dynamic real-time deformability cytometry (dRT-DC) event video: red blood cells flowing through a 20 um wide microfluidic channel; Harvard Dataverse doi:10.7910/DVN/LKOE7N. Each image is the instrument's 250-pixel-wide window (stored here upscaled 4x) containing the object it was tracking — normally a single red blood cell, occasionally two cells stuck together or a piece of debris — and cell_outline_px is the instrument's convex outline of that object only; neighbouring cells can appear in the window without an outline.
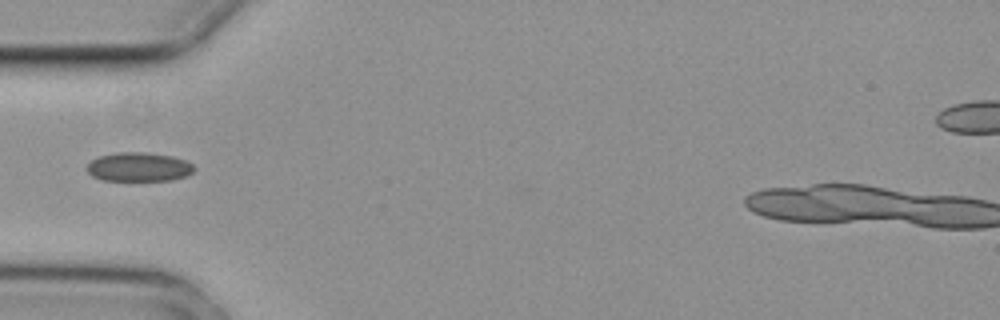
{"species": "common noctule bat (a hibernating species)", "species_latin": "Nyctalus noctula", "temperature_condition": "cold", "stored_images_in_passage": 5, "camera_frame_rate_fps": 3000, "um_per_image_px": 0.085, "animal": {"sex": "female", "body_mass_g": 29.2, "forearm_length_mm": 56.3}, "frame": {"image": 1, "passage_image": 4, "time_ms": 1.0, "image_size_px": [1000, 320], "cell_outline_px": [[196, 168], [192, 172], [184, 176], [172, 180], [100, 180], [92, 176], [84, 168], [92, 160], [100, 156], [116, 152], [144, 152], [172, 156], [184, 160], [192, 164]], "centroid_in_image_um": [11.76, 14.19], "position_along_channel_um": 73.2, "area_um2": 18.09}}
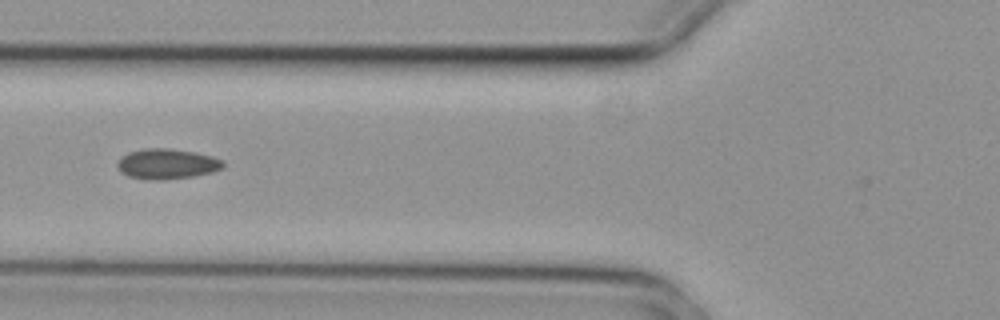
{"frame": {"image": 2, "passage_image": 5, "time_ms": 1.333, "image_size_px": [1000, 320], "cell_outline_px": [[224, 164], [220, 168], [212, 172], [192, 176], [164, 180], [148, 180], [128, 176], [120, 172], [116, 164], [128, 152], [144, 148], [168, 148], [196, 152], [212, 156], [224, 160]], "centroid_in_image_um": [14.18, 13.93], "position_along_channel_um": 111.6, "area_um2": 18.67}}